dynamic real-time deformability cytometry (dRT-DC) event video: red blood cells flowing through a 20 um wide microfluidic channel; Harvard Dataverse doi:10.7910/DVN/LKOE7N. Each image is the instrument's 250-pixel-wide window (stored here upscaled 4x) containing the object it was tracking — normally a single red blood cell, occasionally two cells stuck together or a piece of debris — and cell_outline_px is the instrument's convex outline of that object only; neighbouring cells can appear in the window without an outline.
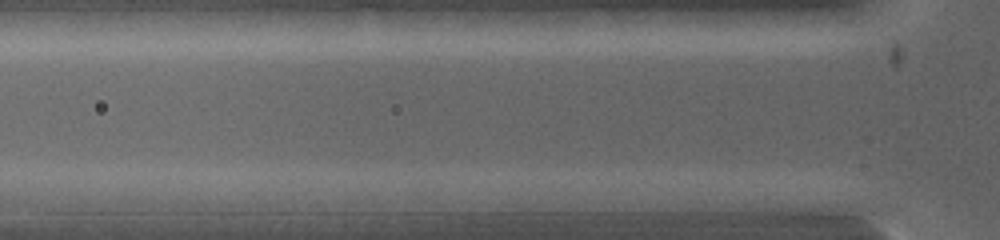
{"species": "common noctule bat (a hibernating species)", "species_latin": "Nyctalus noctula", "temperature_condition": "warm", "stored_images_in_passage": 4, "camera_frame_rate_fps": 5000, "um_per_image_px": 0.085, "animal": {"sex": "female", "body_mass_g": 19.0, "forearm_length_mm": 53.3}, "frame": {"image": 1, "passage_image": 2, "time_ms": 0.4, "image_size_px": [1000, 240], "cell_outline_px": [[236, 200], [220, 212], [196, 212], [128, 204], [112, 196], [112, 192], [128, 188], [208, 188], [228, 192]], "centroid_in_image_um": [15.07, 16.88], "position_along_channel_um": 110.7, "area_um2": 16.47}}